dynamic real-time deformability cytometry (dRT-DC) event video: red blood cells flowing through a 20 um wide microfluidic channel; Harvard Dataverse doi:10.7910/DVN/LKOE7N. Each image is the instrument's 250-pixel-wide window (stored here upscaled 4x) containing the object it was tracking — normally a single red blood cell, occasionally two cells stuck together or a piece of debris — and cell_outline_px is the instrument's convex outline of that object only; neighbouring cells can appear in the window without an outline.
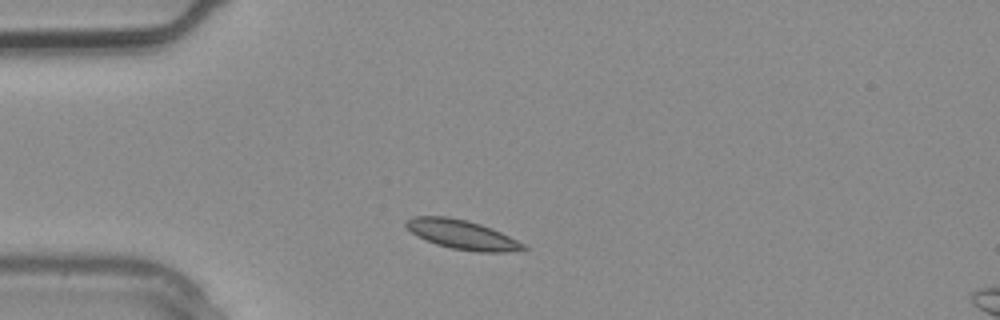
{"species": "common noctule bat (a hibernating species)", "species_latin": "Nyctalus noctula", "temperature_condition": "warm", "stored_images_in_passage": 1, "camera_frame_rate_fps": 3000, "um_per_image_px": 0.085, "animal": {"sex": "male", "body_mass_g": 20.4}, "frame": {"image": 1, "passage_image": 1, "time_ms": 0.0, "image_size_px": [1000, 320], "cell_outline_px": [[528, 248], [508, 252], [476, 252], [452, 248], [436, 244], [412, 232], [404, 224], [404, 220], [412, 216], [448, 216], [468, 220], [492, 228], [524, 244]], "centroid_in_image_um": [39.26, 19.92], "position_along_channel_um": 45.7, "area_um2": 19.83}}